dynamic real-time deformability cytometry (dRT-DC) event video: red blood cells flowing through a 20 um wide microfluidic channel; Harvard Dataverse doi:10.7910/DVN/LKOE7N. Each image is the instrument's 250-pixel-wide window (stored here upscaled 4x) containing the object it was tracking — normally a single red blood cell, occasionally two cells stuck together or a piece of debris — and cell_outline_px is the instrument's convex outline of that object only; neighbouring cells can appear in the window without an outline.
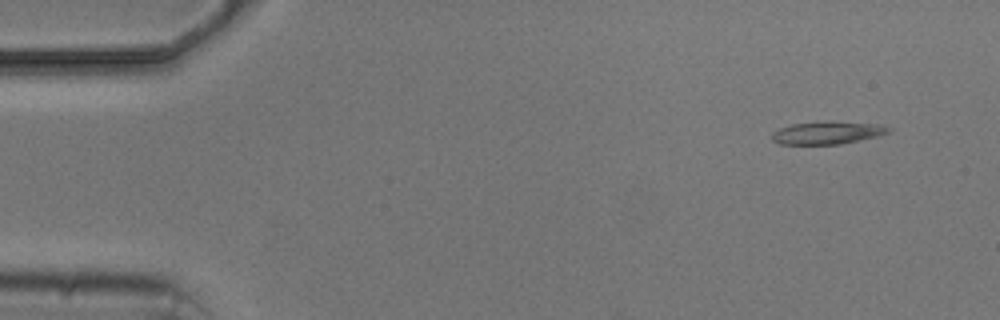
{"species": "common noctule bat (a hibernating species)", "species_latin": "Nyctalus noctula", "temperature_condition": "cold", "stored_images_in_passage": 5, "camera_frame_rate_fps": 3000, "um_per_image_px": 0.085, "animal": {"sex": "male", "body_mass_g": 20.5, "forearm_length_mm": 52.5}, "frame": {"image": 1, "passage_image": 1, "time_ms": 0.0, "image_size_px": [1000, 320], "cell_outline_px": [[892, 132], [876, 136], [840, 144], [780, 144], [772, 140], [772, 132], [780, 128], [792, 124], [828, 120], [880, 124], [892, 128]], "centroid_in_image_um": [70.35, 11.26], "position_along_channel_um": 14.6, "area_um2": 15.61}}